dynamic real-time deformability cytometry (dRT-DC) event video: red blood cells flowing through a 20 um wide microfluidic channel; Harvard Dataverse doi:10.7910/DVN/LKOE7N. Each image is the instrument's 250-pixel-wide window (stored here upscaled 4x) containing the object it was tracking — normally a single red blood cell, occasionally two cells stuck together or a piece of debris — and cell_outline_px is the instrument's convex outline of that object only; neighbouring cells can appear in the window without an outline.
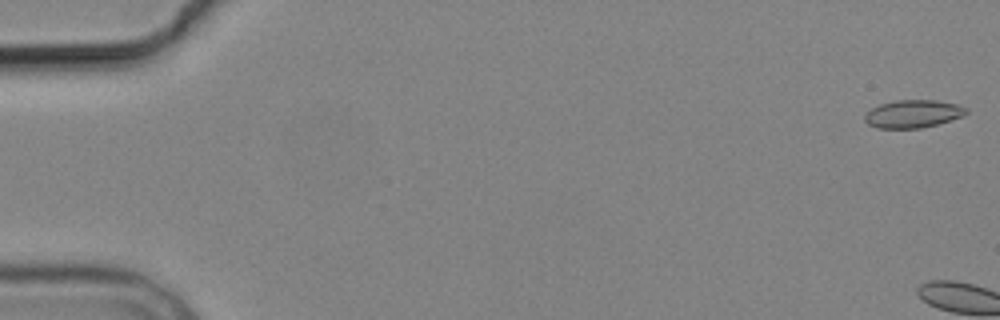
{"species": "common noctule bat (a hibernating species)", "species_latin": "Nyctalus noctula", "temperature_condition": "cold", "stored_images_in_passage": 6, "camera_frame_rate_fps": 3000, "um_per_image_px": 0.085, "animal": {"sex": "male", "body_mass_g": 19.2, "forearm_length_mm": 51.8}, "frame": {"image": 1, "passage_image": 1, "time_ms": 0.0, "image_size_px": [1000, 320], "cell_outline_px": [[968, 112], [964, 116], [936, 124], [920, 128], [876, 128], [868, 124], [864, 120], [864, 116], [872, 108], [880, 104], [896, 100], [936, 100], [956, 104], [968, 108]], "centroid_in_image_um": [77.61, 9.67], "position_along_channel_um": 7.4, "area_um2": 16.42}}
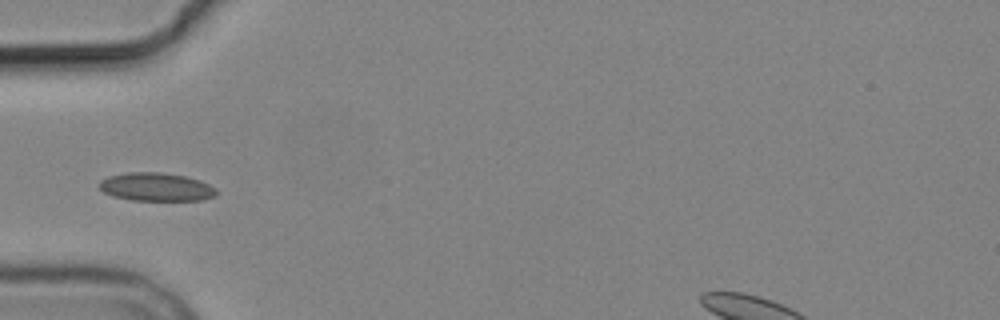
{"frame": {"image": 2, "passage_image": 6, "time_ms": 7.0, "image_size_px": [1000, 320], "cell_outline_px": [[216, 196], [200, 200], [132, 200], [112, 196], [104, 192], [100, 188], [100, 180], [108, 176], [124, 172], [160, 172], [184, 176], [200, 180], [216, 188]], "centroid_in_image_um": [13.26, 15.88], "position_along_channel_um": 71.7, "area_um2": 19.31}}